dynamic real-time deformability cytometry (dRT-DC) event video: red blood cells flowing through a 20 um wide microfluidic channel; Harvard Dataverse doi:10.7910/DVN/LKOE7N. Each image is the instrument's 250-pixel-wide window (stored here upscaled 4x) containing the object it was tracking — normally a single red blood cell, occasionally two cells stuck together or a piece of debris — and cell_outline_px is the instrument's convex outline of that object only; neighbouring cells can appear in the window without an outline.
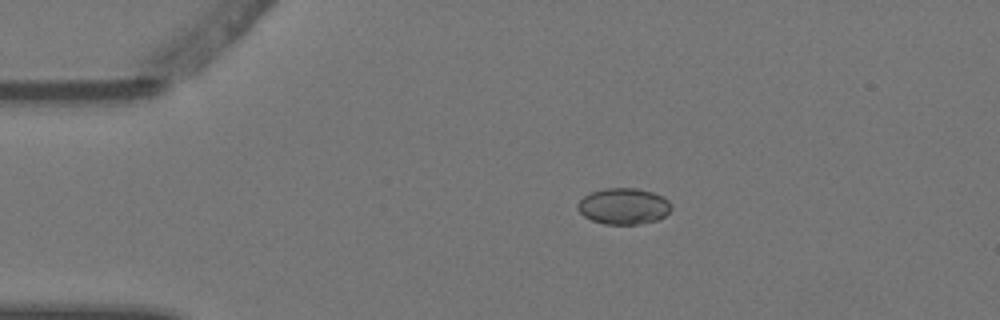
{"species": "Egyptian fruit bat (a non-hibernating species)", "species_latin": "Rousettus aegyptiacus", "temperature_condition": "warm", "stored_images_in_passage": 4, "camera_frame_rate_fps": 3000, "um_per_image_px": 0.085, "animal": {"sex": "female"}, "frame": {"image": 1, "passage_image": 2, "time_ms": 0.333, "image_size_px": [1000, 320], "cell_outline_px": [[672, 208], [664, 216], [656, 220], [640, 224], [604, 224], [592, 220], [584, 216], [576, 208], [576, 204], [584, 196], [592, 192], [604, 188], [636, 188], [652, 192], [664, 196], [672, 204]], "centroid_in_image_um": [53.01, 17.52], "position_along_channel_um": 32.0, "area_um2": 19.83}}
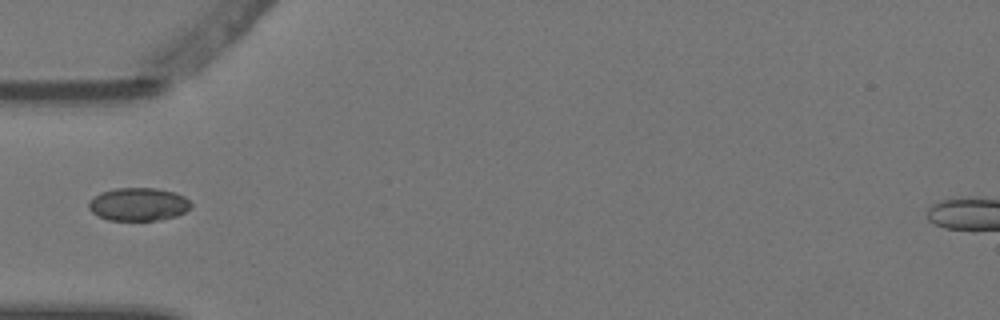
{"frame": {"image": 2, "passage_image": 4, "time_ms": 1.0, "image_size_px": [1000, 320], "cell_outline_px": [[192, 204], [184, 212], [176, 216], [156, 220], [108, 220], [92, 212], [88, 208], [88, 204], [100, 192], [116, 188], [156, 188], [176, 192], [184, 196]], "centroid_in_image_um": [11.77, 17.35], "position_along_channel_um": 73.2, "area_um2": 19.54}}